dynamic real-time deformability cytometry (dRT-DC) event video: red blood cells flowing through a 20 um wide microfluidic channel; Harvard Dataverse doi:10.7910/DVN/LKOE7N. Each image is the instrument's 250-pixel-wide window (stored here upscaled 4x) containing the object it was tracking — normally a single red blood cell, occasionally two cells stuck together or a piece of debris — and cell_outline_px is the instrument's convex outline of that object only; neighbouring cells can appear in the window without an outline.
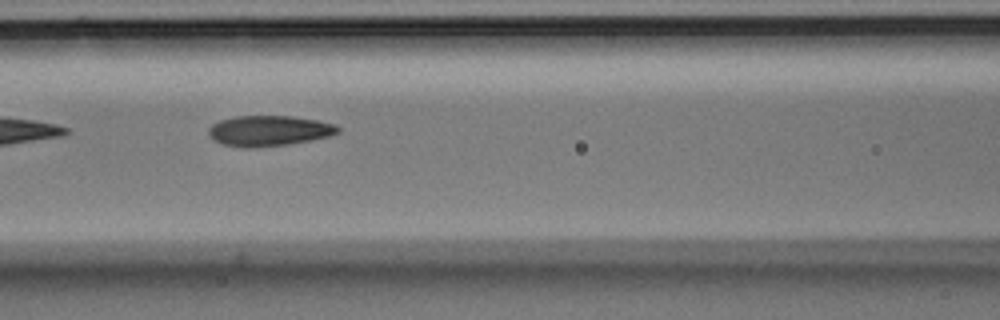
{"species": "Egyptian fruit bat (a non-hibernating species)", "species_latin": "Rousettus aegyptiacus", "temperature_condition": "room temperature", "stored_images_in_passage": 8, "camera_frame_rate_fps": 3000, "um_per_image_px": 0.085, "animal": {"sex": "male"}, "frame": {"image": 1, "passage_image": 7, "time_ms": 2.0, "image_size_px": [1000, 320], "cell_outline_px": [[340, 132], [332, 136], [288, 144], [256, 148], [240, 148], [224, 144], [212, 140], [208, 132], [208, 128], [212, 124], [220, 120], [236, 116], [292, 116], [316, 120], [336, 124], [340, 128]], "centroid_in_image_um": [22.86, 11.12], "position_along_channel_um": 143.7, "area_um2": 23.24}}
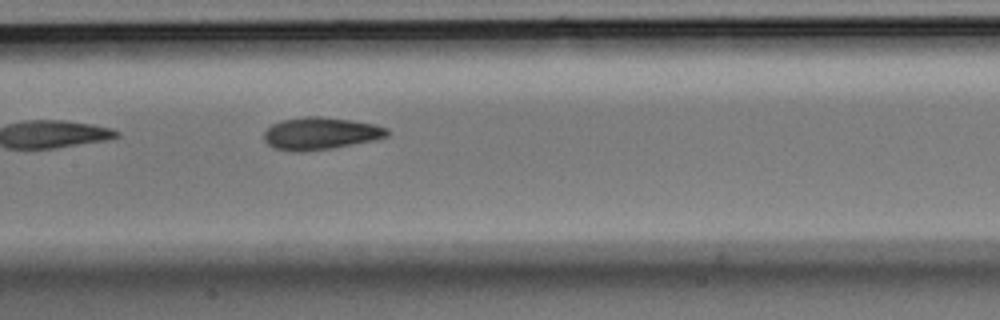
{"frame": {"image": 2, "passage_image": 8, "time_ms": 2.333, "image_size_px": [1000, 320], "cell_outline_px": [[388, 136], [372, 140], [332, 148], [304, 152], [292, 152], [272, 148], [264, 140], [264, 132], [272, 124], [280, 120], [304, 116], [320, 116], [352, 120], [376, 124], [388, 128]], "centroid_in_image_um": [27.2, 11.34], "position_along_channel_um": 180.2, "area_um2": 23.41}}